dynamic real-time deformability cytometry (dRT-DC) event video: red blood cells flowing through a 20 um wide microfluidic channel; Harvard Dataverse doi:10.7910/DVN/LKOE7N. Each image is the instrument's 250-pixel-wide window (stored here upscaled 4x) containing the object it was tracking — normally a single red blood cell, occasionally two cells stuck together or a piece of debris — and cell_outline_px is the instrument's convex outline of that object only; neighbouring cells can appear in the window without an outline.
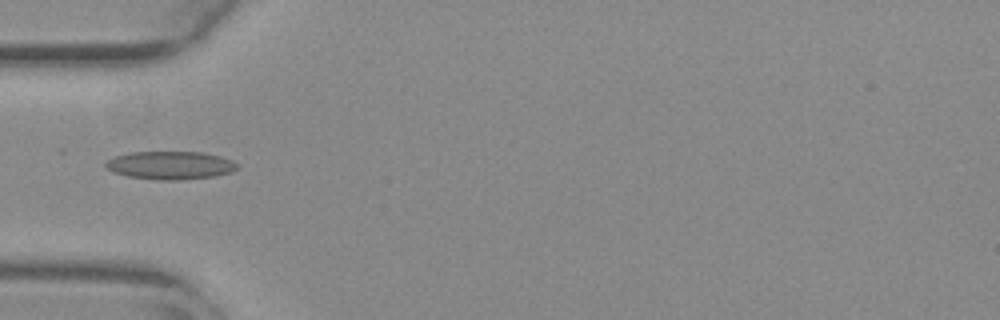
{"species": "common noctule bat (a hibernating species)", "species_latin": "Nyctalus noctula", "temperature_condition": "warm", "stored_images_in_passage": 25, "camera_frame_rate_fps": 3000, "um_per_image_px": 0.085, "animal": {"sex": "female", "body_mass_g": 29.2, "forearm_length_mm": 56.3}, "frame": {"image": 1, "passage_image": 1, "time_ms": 0.0, "image_size_px": [1000, 320], "cell_outline_px": [[240, 164], [232, 172], [216, 176], [176, 180], [156, 180], [128, 176], [116, 172], [108, 168], [104, 164], [108, 160], [116, 156], [132, 152], [200, 152], [220, 156], [232, 160]], "centroid_in_image_um": [14.53, 14.05], "position_along_channel_um": 70.5, "area_um2": 21.39}}
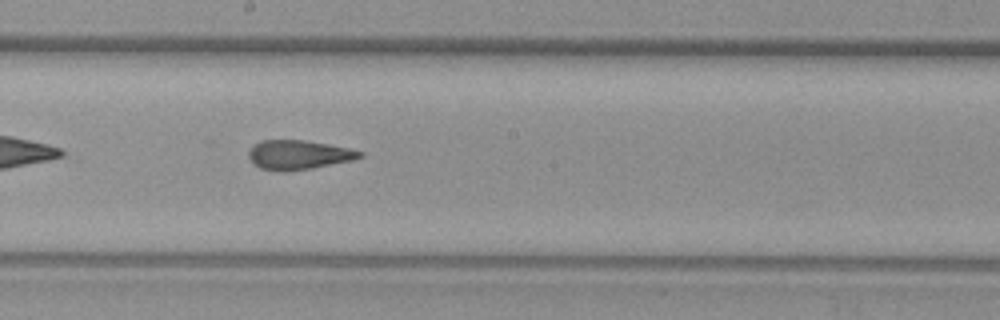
{"frame": {"image": 2, "passage_image": 13, "time_ms": 4.0, "image_size_px": [1000, 320], "cell_outline_px": [[364, 156], [352, 160], [312, 168], [284, 172], [276, 172], [260, 168], [248, 156], [248, 152], [260, 140], [304, 140], [348, 148], [364, 152]], "centroid_in_image_um": [25.38, 13.17], "position_along_channel_um": 222.8, "area_um2": 18.84}}
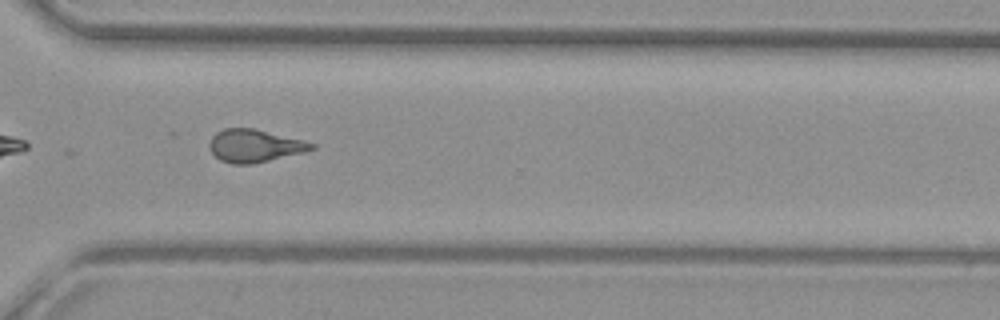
{"frame": {"image": 3, "passage_image": 23, "time_ms": 7.333, "image_size_px": [1000, 320], "cell_outline_px": [[316, 148], [252, 164], [232, 164], [220, 160], [212, 152], [208, 144], [212, 136], [216, 132], [224, 128], [252, 128], [304, 140], [316, 144]], "centroid_in_image_um": [21.6, 12.38], "position_along_channel_um": 349.0, "area_um2": 19.19}, "authors_computed_cell_mechanics": {"area_um2": 19.3052, "velocity_mm_per_s": 3.79, "shape_relaxation_time_tau1_ms": null, "shape_relaxation_time_tau2_ms": 2.1844, "deformation_change_tau1": null, "deformation_change_tau2": 0.0998}}